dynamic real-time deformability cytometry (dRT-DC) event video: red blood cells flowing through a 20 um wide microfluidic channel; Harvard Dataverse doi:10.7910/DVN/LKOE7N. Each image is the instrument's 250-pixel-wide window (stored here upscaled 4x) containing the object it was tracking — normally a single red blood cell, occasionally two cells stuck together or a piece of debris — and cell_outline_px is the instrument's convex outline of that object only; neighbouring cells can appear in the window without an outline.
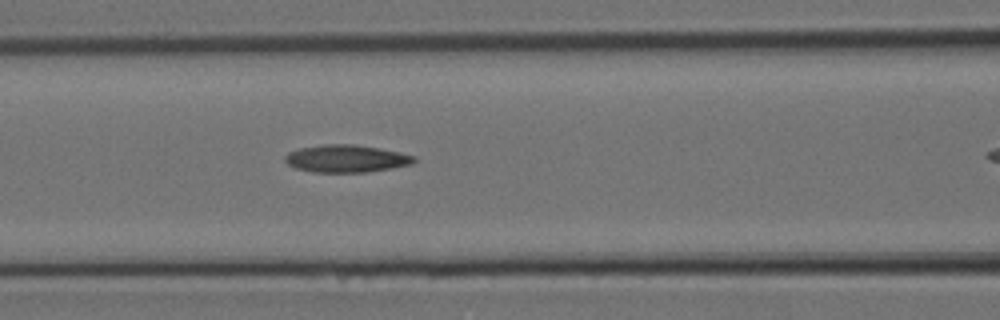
{"species": "Egyptian fruit bat (a non-hibernating species)", "species_latin": "Rousettus aegyptiacus", "temperature_condition": "room temperature", "stored_images_in_passage": 7, "segment_of_instrument_passage": [1, 2], "camera_frame_rate_fps": 3000, "um_per_image_px": 0.085, "animal": {"sex": "female"}, "frame": {"image": 1, "passage_image": 6, "time_ms": 1.667, "image_size_px": [1000, 320], "cell_outline_px": [[416, 160], [412, 164], [392, 168], [368, 172], [312, 172], [296, 168], [288, 164], [284, 160], [284, 156], [288, 152], [300, 148], [324, 144], [352, 144], [400, 152], [416, 156]], "centroid_in_image_um": [29.43, 13.48], "position_along_channel_um": 137.2, "area_um2": 20.63}}